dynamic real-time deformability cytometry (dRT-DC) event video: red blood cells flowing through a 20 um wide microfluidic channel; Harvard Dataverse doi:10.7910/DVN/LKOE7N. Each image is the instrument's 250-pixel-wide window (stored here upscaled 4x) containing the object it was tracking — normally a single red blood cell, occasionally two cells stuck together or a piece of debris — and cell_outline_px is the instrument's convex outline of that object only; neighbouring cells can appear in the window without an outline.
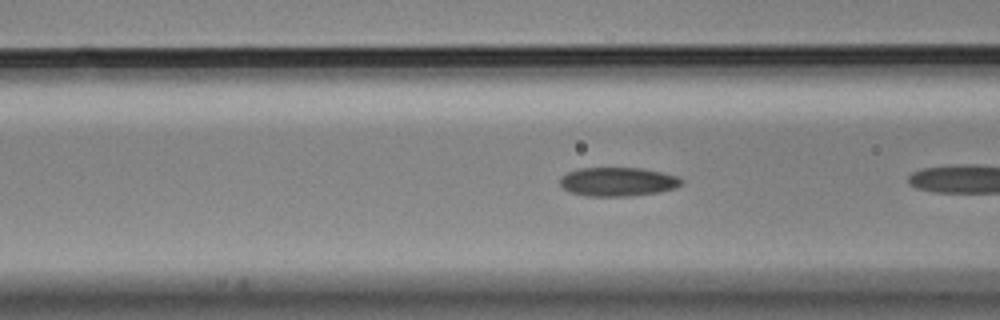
{"species": "Egyptian fruit bat (a non-hibernating species)", "species_latin": "Rousettus aegyptiacus", "temperature_condition": "cold", "stored_images_in_passage": 6, "camera_frame_rate_fps": 3000, "um_per_image_px": 0.085, "animal": {"sex": "male"}, "frame": {"image": 1, "passage_image": 5, "time_ms": 1.333, "image_size_px": [1000, 320], "cell_outline_px": [[684, 180], [676, 188], [660, 192], [628, 196], [588, 196], [568, 192], [560, 184], [560, 176], [568, 172], [580, 168], [640, 168], [664, 172], [680, 176]], "centroid_in_image_um": [52.54, 15.44], "position_along_channel_um": 114.1, "area_um2": 20.63}}